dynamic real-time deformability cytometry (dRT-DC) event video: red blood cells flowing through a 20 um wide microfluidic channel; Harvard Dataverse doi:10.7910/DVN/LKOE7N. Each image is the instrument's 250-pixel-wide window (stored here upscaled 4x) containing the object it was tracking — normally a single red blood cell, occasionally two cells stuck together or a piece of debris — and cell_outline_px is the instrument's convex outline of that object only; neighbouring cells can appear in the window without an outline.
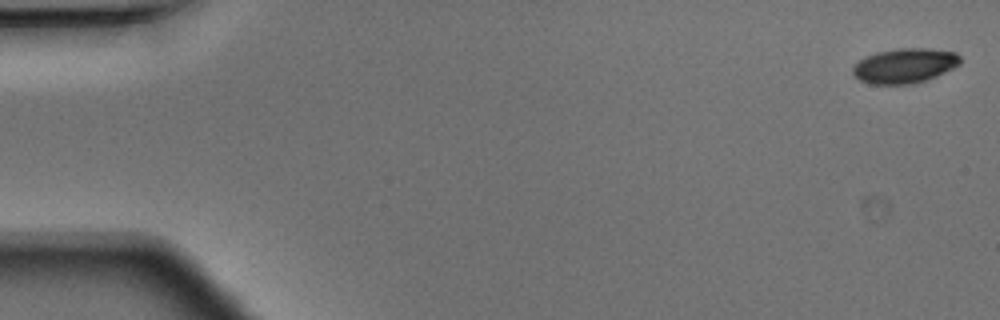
{"species": "Egyptian fruit bat (a non-hibernating species)", "species_latin": "Rousettus aegyptiacus", "temperature_condition": "warm", "stored_images_in_passage": 48, "camera_frame_rate_fps": 3000, "um_per_image_px": 0.085, "animal": {"sex": "male"}, "frame": {"image": 1, "passage_image": 1, "time_ms": 0.0, "image_size_px": [1000, 320], "cell_outline_px": [[960, 64], [936, 76], [912, 84], [868, 84], [860, 80], [852, 72], [852, 68], [860, 60], [876, 52], [900, 48], [928, 48], [956, 52], [960, 56]], "centroid_in_image_um": [76.9, 5.58], "position_along_channel_um": 8.1, "area_um2": 21.62}}
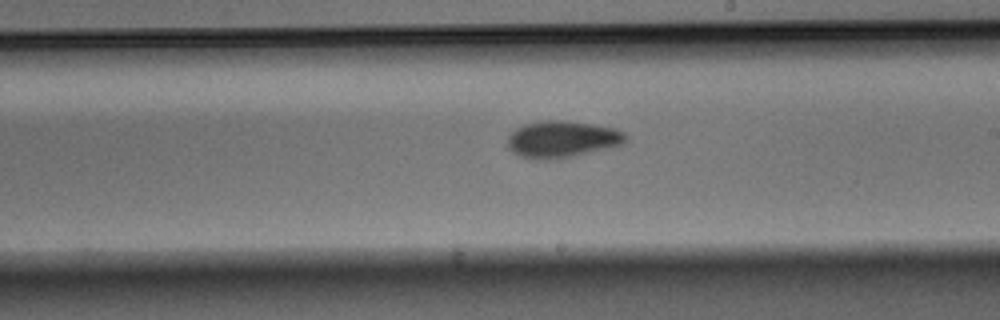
{"frame": {"image": 2, "passage_image": 28, "time_ms": 9.0, "image_size_px": [1000, 320], "cell_outline_px": [[628, 136], [624, 144], [612, 148], [552, 160], [532, 160], [520, 156], [512, 152], [508, 148], [508, 136], [516, 128], [524, 124], [540, 120], [560, 120], [592, 124], [616, 128], [624, 132]], "centroid_in_image_um": [47.79, 11.84], "position_along_channel_um": 241.2, "area_um2": 25.72}}
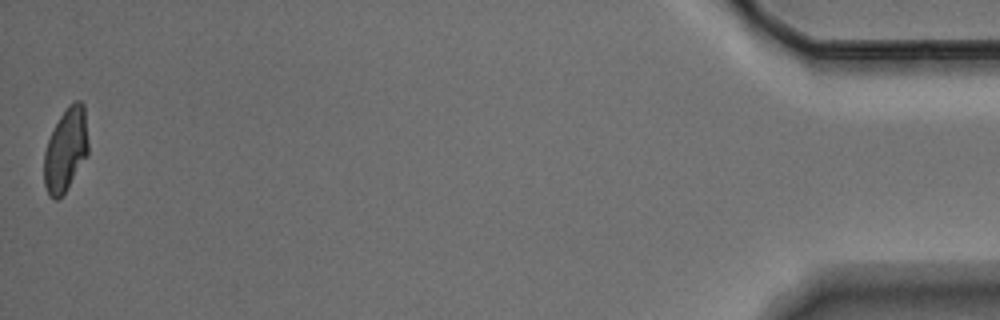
{"frame": {"image": 3, "passage_image": 48, "time_ms": 15.667, "image_size_px": [1000, 320], "cell_outline_px": [[88, 156], [68, 188], [56, 200], [48, 196], [44, 184], [44, 152], [48, 140], [60, 116], [68, 104], [76, 100], [80, 100], [84, 104], [88, 140]], "centroid_in_image_um": [5.6, 12.74], "position_along_channel_um": 429.6, "area_um2": 21.68}}